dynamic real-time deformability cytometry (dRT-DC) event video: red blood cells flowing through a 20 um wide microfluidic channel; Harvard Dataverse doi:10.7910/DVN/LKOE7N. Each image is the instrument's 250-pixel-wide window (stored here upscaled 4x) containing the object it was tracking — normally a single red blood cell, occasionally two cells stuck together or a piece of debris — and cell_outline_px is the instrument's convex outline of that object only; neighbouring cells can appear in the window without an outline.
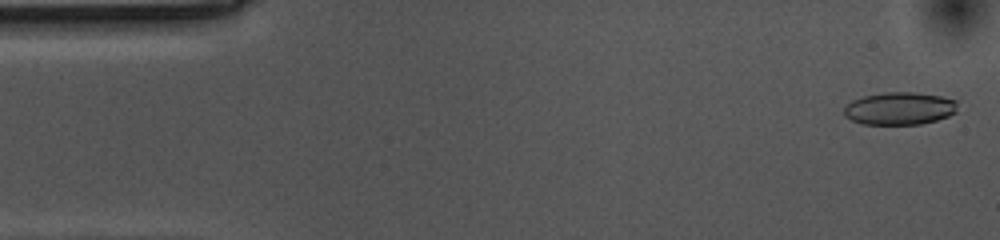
{"species": "common noctule bat (a hibernating species)", "species_latin": "Nyctalus noctula", "temperature_condition": "cold", "stored_images_in_passage": 55, "camera_frame_rate_fps": 3000, "um_per_image_px": 0.085, "animal": {"sex": "female", "body_mass_g": 10.0, "forearm_length_mm": 53.1}, "frame": {"image": 1, "passage_image": 2, "time_ms": 0.333, "image_size_px": [1000, 240], "cell_outline_px": [[956, 112], [948, 116], [936, 120], [920, 124], [864, 124], [852, 120], [844, 116], [844, 108], [852, 100], [864, 96], [884, 92], [916, 92], [940, 96], [956, 100]], "centroid_in_image_um": [76.45, 9.21], "position_along_channel_um": 8.5, "area_um2": 21.5}}
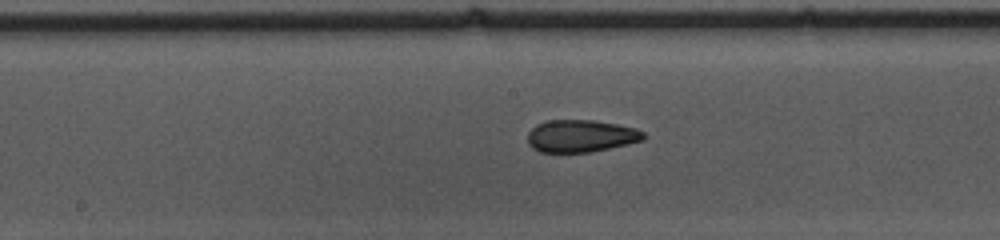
{"frame": {"image": 2, "passage_image": 27, "time_ms": 8.667, "image_size_px": [1000, 240], "cell_outline_px": [[644, 140], [628, 144], [588, 152], [540, 152], [532, 148], [528, 144], [528, 132], [536, 124], [544, 120], [592, 120], [616, 124], [636, 128], [644, 132]], "centroid_in_image_um": [49.34, 11.55], "position_along_channel_um": 198.9, "area_um2": 21.85}}
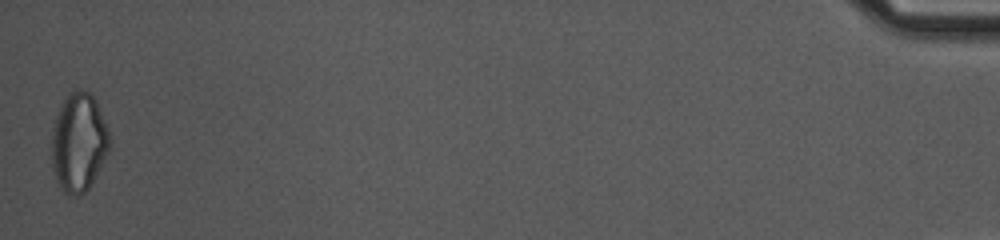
{"frame": {"image": 3, "passage_image": 55, "time_ms": 18.0, "image_size_px": [1000, 240], "cell_outline_px": [[112, 140], [108, 152], [92, 184], [80, 196], [72, 196], [64, 192], [60, 188], [56, 180], [52, 168], [52, 128], [56, 116], [68, 92], [72, 88], [80, 88], [88, 92], [96, 100], [108, 128]], "centroid_in_image_um": [6.7, 12.09], "position_along_channel_um": 428.5, "area_um2": 33.76}, "authors_computed_cell_mechanics": {"area_um2": 22.5998, "velocity_mm_per_s": 3.5429, "shape_relaxation_time_tau1_ms": 9.0882, "shape_relaxation_time_tau2_ms": 3.1481, "deformation_change_tau1": 0.181, "deformation_change_tau2": 0.102}}